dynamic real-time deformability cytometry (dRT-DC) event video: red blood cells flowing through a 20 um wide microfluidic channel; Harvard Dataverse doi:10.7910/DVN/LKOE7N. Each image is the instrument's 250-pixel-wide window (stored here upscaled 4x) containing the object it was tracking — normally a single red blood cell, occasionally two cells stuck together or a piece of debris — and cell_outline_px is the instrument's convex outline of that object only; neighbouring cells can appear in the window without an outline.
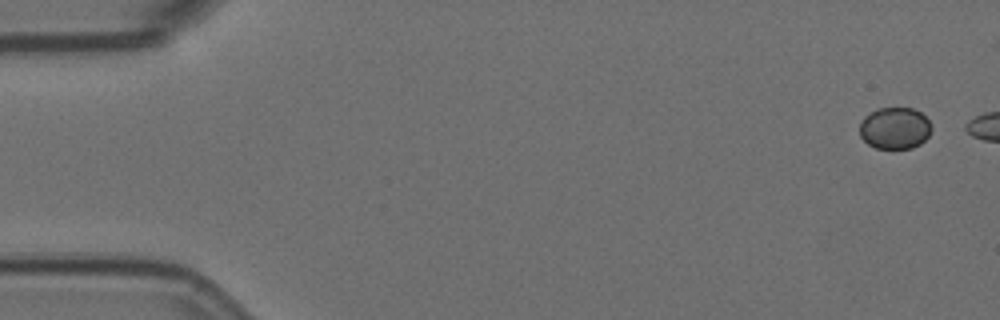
{"species": "Egyptian fruit bat (a non-hibernating species)", "species_latin": "Rousettus aegyptiacus", "temperature_condition": "room temperature", "stored_images_in_passage": 8, "camera_frame_rate_fps": 3000, "um_per_image_px": 0.085, "animal": {"sex": "female"}, "frame": {"image": 1, "passage_image": 1, "time_ms": 0.0, "image_size_px": [1000, 320], "cell_outline_px": [[932, 128], [928, 136], [920, 144], [912, 148], [876, 148], [868, 144], [860, 136], [860, 124], [864, 116], [876, 108], [912, 108], [920, 112], [932, 124]], "centroid_in_image_um": [76.06, 10.89], "position_along_channel_um": 8.9, "area_um2": 17.51}}
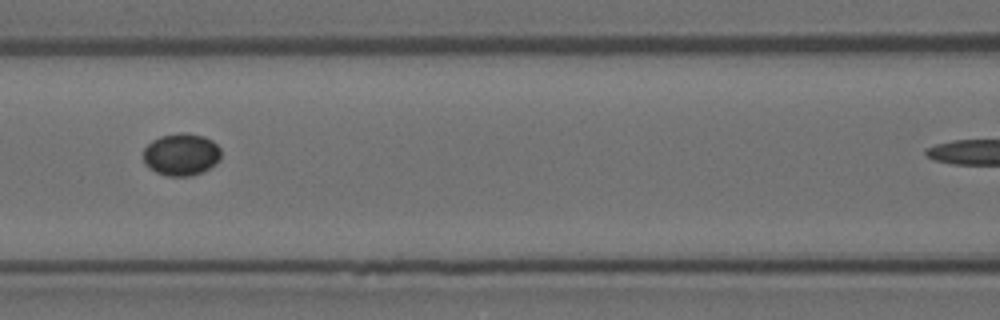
{"frame": {"image": 2, "passage_image": 7, "time_ms": 2.0, "image_size_px": [1000, 320], "cell_outline_px": [[220, 160], [216, 164], [192, 176], [168, 176], [156, 172], [148, 168], [144, 164], [144, 148], [152, 140], [160, 136], [184, 132], [204, 136], [212, 140], [220, 148]], "centroid_in_image_um": [15.4, 13.13], "position_along_channel_um": 151.2, "area_um2": 19.19}}